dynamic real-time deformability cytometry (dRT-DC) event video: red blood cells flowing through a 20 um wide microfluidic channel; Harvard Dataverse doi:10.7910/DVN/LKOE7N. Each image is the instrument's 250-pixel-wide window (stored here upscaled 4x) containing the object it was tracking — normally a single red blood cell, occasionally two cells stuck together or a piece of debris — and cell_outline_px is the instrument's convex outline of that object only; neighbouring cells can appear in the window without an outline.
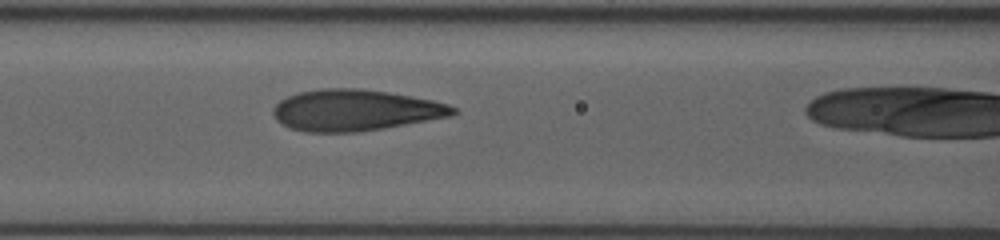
{"species": "human", "species_latin": "Homo sapiens", "temperature_condition": "room temperature", "stored_images_in_passage": 23, "camera_frame_rate_fps": 3000, "um_per_image_px": 0.085, "donor": {"sex": "female"}, "frame": {"image": 1, "passage_image": 19, "time_ms": 6.0, "image_size_px": [1000, 240], "cell_outline_px": [[460, 112], [452, 116], [384, 128], [356, 132], [308, 132], [288, 128], [276, 120], [272, 112], [272, 108], [280, 100], [288, 96], [300, 92], [320, 88], [360, 88], [388, 92], [432, 100], [448, 104], [456, 108]], "centroid_in_image_um": [30.18, 9.37], "position_along_channel_um": 136.4, "area_um2": 43.41}}
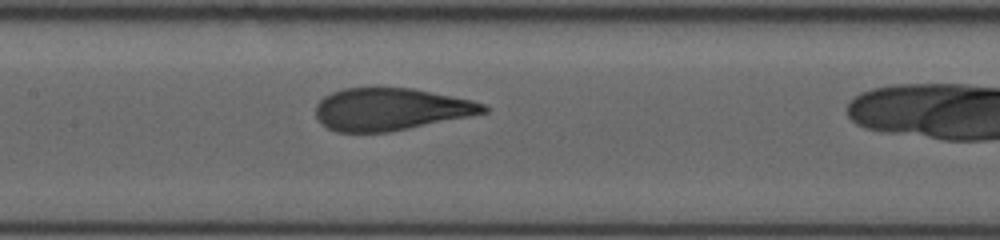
{"frame": {"image": 2, "passage_image": 22, "time_ms": 7.0, "image_size_px": [1000, 240], "cell_outline_px": [[488, 112], [388, 132], [336, 132], [328, 128], [316, 116], [316, 104], [324, 96], [332, 92], [344, 88], [376, 84], [412, 88], [472, 100], [484, 104], [488, 108]], "centroid_in_image_um": [33.16, 9.23], "position_along_channel_um": 174.2, "area_um2": 41.91}}